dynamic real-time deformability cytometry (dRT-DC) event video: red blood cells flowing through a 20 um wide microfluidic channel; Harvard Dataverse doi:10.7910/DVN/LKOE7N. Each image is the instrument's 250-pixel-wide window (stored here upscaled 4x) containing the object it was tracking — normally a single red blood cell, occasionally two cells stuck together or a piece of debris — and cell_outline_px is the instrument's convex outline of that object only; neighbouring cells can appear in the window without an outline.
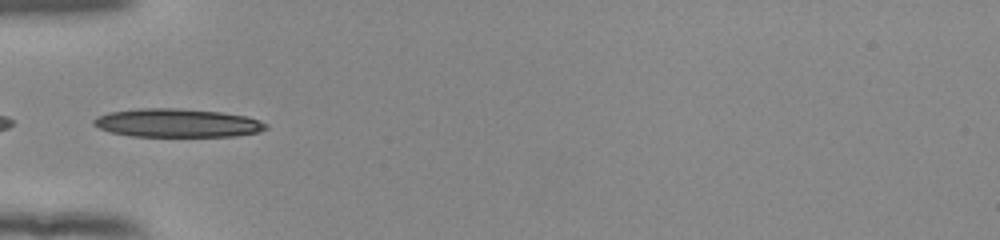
{"species": "human", "species_latin": "Homo sapiens", "temperature_condition": "room temperature", "stored_images_in_passage": 36, "camera_frame_rate_fps": 3000, "um_per_image_px": 0.085, "donor": {"sex": "female"}, "frame": {"image": 1, "passage_image": 1, "time_ms": 0.0, "image_size_px": [1000, 240], "cell_outline_px": [[268, 128], [256, 132], [236, 136], [132, 136], [112, 132], [100, 128], [92, 124], [92, 120], [96, 116], [108, 112], [140, 108], [176, 108], [220, 112], [248, 116], [268, 124]], "centroid_in_image_um": [15.05, 10.44], "position_along_channel_um": 70.0, "area_um2": 28.55}}
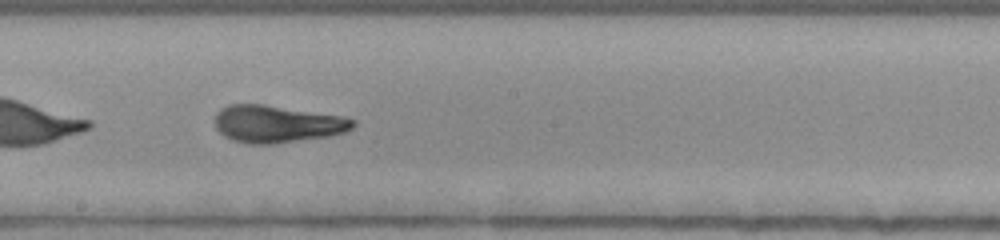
{"frame": {"image": 2, "passage_image": 13, "time_ms": 4.0, "image_size_px": [1000, 240], "cell_outline_px": [[356, 124], [348, 132], [332, 136], [272, 144], [248, 144], [232, 140], [224, 136], [216, 128], [216, 112], [220, 108], [228, 104], [264, 104], [344, 116], [356, 120]], "centroid_in_image_um": [23.58, 10.54], "position_along_channel_um": 224.6, "area_um2": 30.4}}
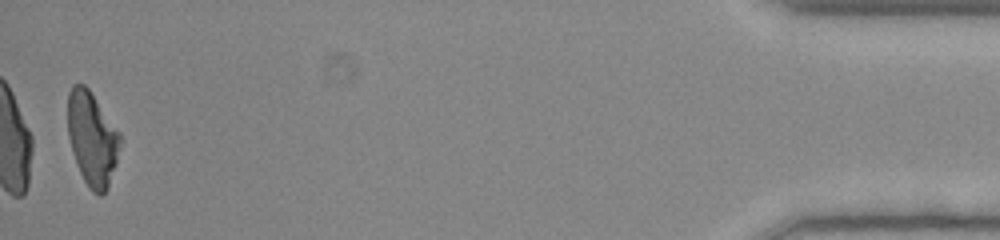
{"frame": {"image": 3, "passage_image": 35, "time_ms": 11.333, "image_size_px": [1000, 240], "cell_outline_px": [[120, 144], [116, 164], [108, 188], [100, 196], [92, 192], [88, 188], [76, 164], [72, 152], [68, 136], [68, 92], [72, 84], [84, 84], [88, 88], [120, 132]], "centroid_in_image_um": [7.82, 11.8], "position_along_channel_um": 427.4, "area_um2": 28.67}, "authors_computed_cell_mechanics": {"area_um2": 29.189, "velocity_mm_per_s": 3.9018, "shape_relaxation_time_tau1_ms": 5.694, "shape_relaxation_time_tau2_ms": 1.1061, "deformation_change_tau1": 0.2501, "deformation_change_tau2": 0.0882}}